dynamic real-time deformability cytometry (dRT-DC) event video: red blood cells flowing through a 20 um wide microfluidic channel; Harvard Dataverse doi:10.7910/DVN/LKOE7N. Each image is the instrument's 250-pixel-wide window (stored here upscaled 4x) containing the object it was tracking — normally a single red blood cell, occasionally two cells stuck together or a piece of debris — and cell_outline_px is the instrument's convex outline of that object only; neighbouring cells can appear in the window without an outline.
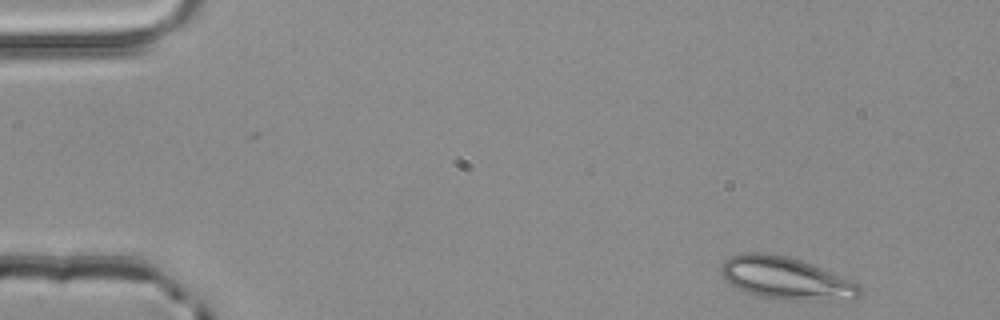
{"species": "common noctule bat (a hibernating species)", "species_latin": "Nyctalus noctula", "temperature_condition": "room temperature", "stored_images_in_passage": 3, "camera_frame_rate_fps": 3000, "um_per_image_px": 0.085, "animal": {"sex": "male", "body_mass_g": 20.4}, "frame": {"image": 1, "passage_image": 1, "time_ms": 0.0, "image_size_px": [1000, 320], "cell_outline_px": [[860, 296], [840, 304], [788, 300], [760, 296], [736, 288], [728, 284], [724, 280], [720, 272], [720, 268], [724, 260], [732, 256], [744, 252], [768, 252], [788, 256], [812, 264], [840, 276], [856, 284], [860, 288]], "centroid_in_image_um": [66.83, 23.69], "position_along_channel_um": 18.2, "area_um2": 35.08}}